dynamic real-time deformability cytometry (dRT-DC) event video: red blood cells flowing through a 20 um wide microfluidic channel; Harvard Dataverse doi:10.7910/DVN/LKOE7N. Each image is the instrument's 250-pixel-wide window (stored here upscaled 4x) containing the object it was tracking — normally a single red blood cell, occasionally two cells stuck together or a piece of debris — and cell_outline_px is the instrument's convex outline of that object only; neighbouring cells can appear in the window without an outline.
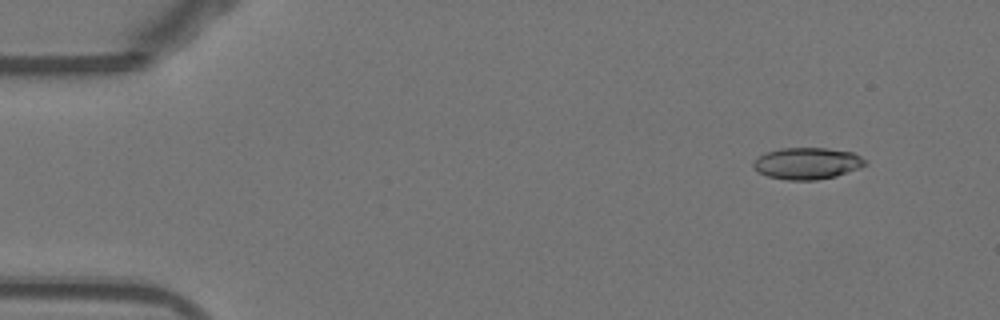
{"species": "Egyptian fruit bat (a non-hibernating species)", "species_latin": "Rousettus aegyptiacus", "temperature_condition": "warm", "stored_images_in_passage": 51, "camera_frame_rate_fps": 3000, "um_per_image_px": 0.085, "animal": {"sex": "female"}, "frame": {"image": 1, "passage_image": 5, "time_ms": 1.333, "image_size_px": [1000, 320], "cell_outline_px": [[868, 164], [860, 168], [836, 176], [816, 180], [788, 180], [768, 176], [760, 172], [752, 164], [764, 152], [780, 148], [824, 148], [852, 152], [868, 160]], "centroid_in_image_um": [68.66, 13.88], "position_along_channel_um": 16.3, "area_um2": 20.58}}
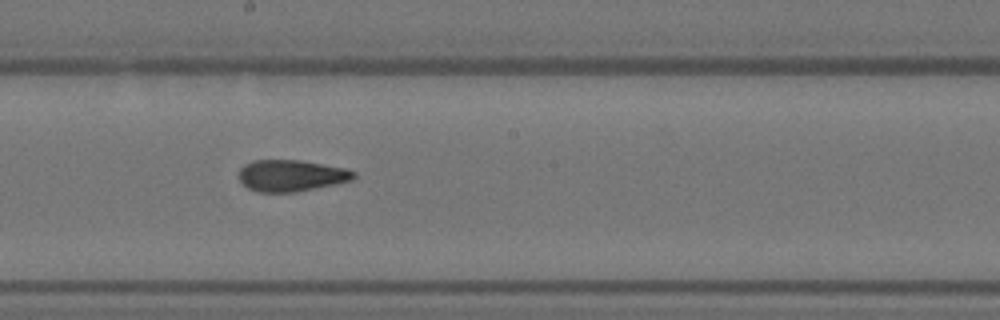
{"frame": {"image": 2, "passage_image": 29, "time_ms": 9.333, "image_size_px": [1000, 320], "cell_outline_px": [[356, 176], [352, 180], [296, 192], [260, 192], [248, 188], [240, 180], [240, 168], [244, 164], [252, 160], [300, 160], [348, 168], [356, 172]], "centroid_in_image_um": [24.77, 14.91], "position_along_channel_um": 223.4, "area_um2": 21.1}}
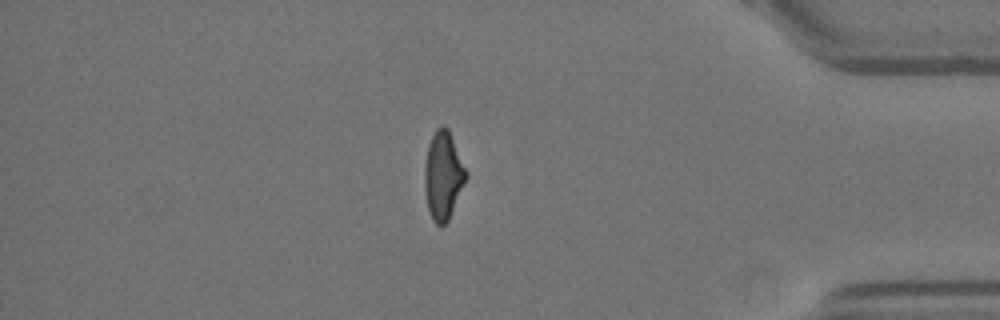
{"frame": {"image": 3, "passage_image": 45, "time_ms": 14.667, "image_size_px": [1000, 320], "cell_outline_px": [[468, 176], [448, 220], [440, 228], [432, 220], [428, 208], [424, 188], [424, 168], [428, 144], [436, 128], [440, 124], [444, 124], [448, 128], [468, 172]], "centroid_in_image_um": [37.67, 14.89], "position_along_channel_um": 397.5, "area_um2": 21.5}}